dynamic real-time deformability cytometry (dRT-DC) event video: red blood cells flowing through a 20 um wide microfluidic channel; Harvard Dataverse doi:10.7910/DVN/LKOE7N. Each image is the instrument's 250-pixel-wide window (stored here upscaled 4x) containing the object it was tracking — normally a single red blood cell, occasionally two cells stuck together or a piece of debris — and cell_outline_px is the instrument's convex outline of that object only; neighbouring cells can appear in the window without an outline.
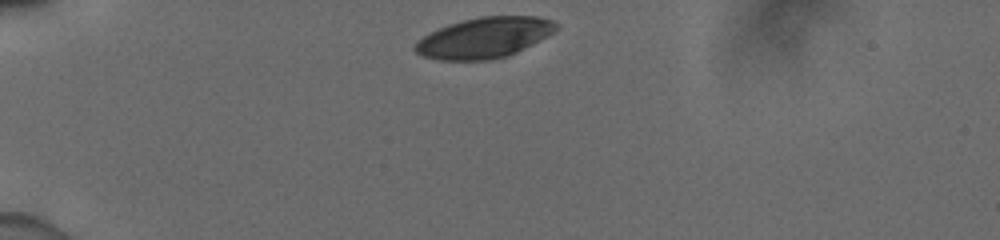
{"species": "human", "species_latin": "Homo sapiens", "temperature_condition": "cold", "stored_images_in_passage": 33, "camera_frame_rate_fps": 3000, "um_per_image_px": 0.085, "donor": {"sex": "male"}, "frame": {"image": 1, "passage_image": 1, "time_ms": 0.0, "image_size_px": [1000, 240], "cell_outline_px": [[560, 24], [548, 36], [508, 56], [492, 60], [440, 60], [424, 56], [416, 52], [412, 48], [416, 40], [448, 24], [480, 16], [536, 16], [552, 20]], "centroid_in_image_um": [41.16, 3.21], "position_along_channel_um": 43.8, "area_um2": 33.29}}
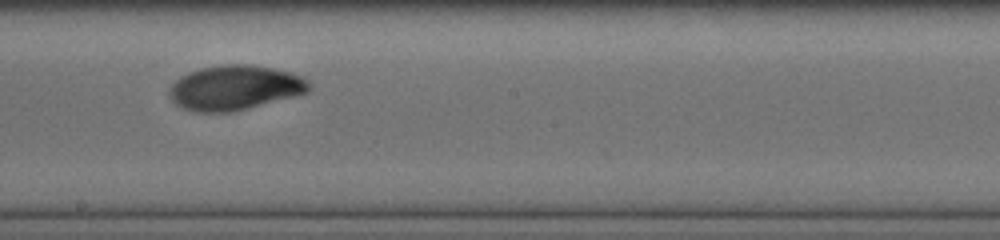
{"frame": {"image": 2, "passage_image": 19, "time_ms": 6.0, "image_size_px": [1000, 240], "cell_outline_px": [[312, 84], [308, 92], [228, 112], [196, 112], [184, 108], [176, 104], [168, 96], [168, 88], [180, 76], [188, 72], [200, 68], [224, 64], [248, 64], [276, 68], [304, 76]], "centroid_in_image_um": [19.94, 7.42], "position_along_channel_um": 228.3, "area_um2": 36.3}}
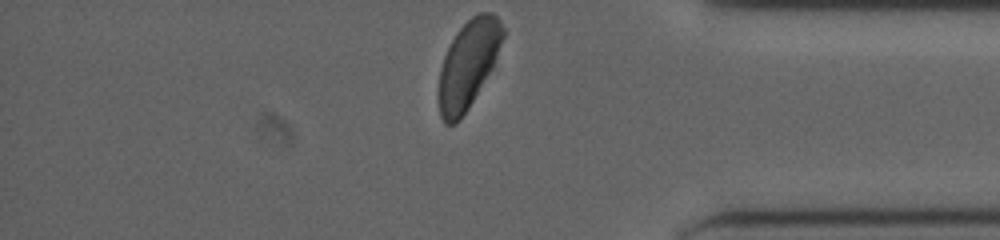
{"frame": {"image": 3, "passage_image": 33, "time_ms": 10.667, "image_size_px": [1000, 240], "cell_outline_px": [[504, 36], [492, 68], [468, 108], [452, 124], [444, 124], [440, 116], [440, 68], [444, 56], [456, 32], [472, 16], [480, 12], [492, 12], [500, 20], [504, 28]], "centroid_in_image_um": [39.82, 5.4], "position_along_channel_um": 395.4, "area_um2": 31.96}, "authors_computed_cell_mechanics": {"area_um2": 35.7204, "velocity_mm_per_s": 3.8767, "shape_relaxation_time_tau1_ms": 4.6817, "shape_relaxation_time_tau2_ms": null, "deformation_change_tau1": 0.1589, "deformation_change_tau2": null}}